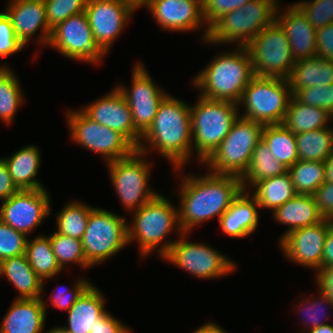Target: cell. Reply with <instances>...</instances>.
<instances>
[{
    "mask_svg": "<svg viewBox=\"0 0 333 333\" xmlns=\"http://www.w3.org/2000/svg\"><path fill=\"white\" fill-rule=\"evenodd\" d=\"M185 173L180 178L178 215L183 233H191L205 221L219 218L243 190L241 178L233 175ZM187 174V175H186Z\"/></svg>",
    "mask_w": 333,
    "mask_h": 333,
    "instance_id": "1",
    "label": "cell"
},
{
    "mask_svg": "<svg viewBox=\"0 0 333 333\" xmlns=\"http://www.w3.org/2000/svg\"><path fill=\"white\" fill-rule=\"evenodd\" d=\"M137 151L151 155L160 154L169 161L174 175L192 158L190 105L168 94L159 105L152 125L142 135Z\"/></svg>",
    "mask_w": 333,
    "mask_h": 333,
    "instance_id": "2",
    "label": "cell"
},
{
    "mask_svg": "<svg viewBox=\"0 0 333 333\" xmlns=\"http://www.w3.org/2000/svg\"><path fill=\"white\" fill-rule=\"evenodd\" d=\"M216 54L194 76L192 87L206 99L239 103L243 91L254 77L251 57L246 46Z\"/></svg>",
    "mask_w": 333,
    "mask_h": 333,
    "instance_id": "3",
    "label": "cell"
},
{
    "mask_svg": "<svg viewBox=\"0 0 333 333\" xmlns=\"http://www.w3.org/2000/svg\"><path fill=\"white\" fill-rule=\"evenodd\" d=\"M131 214L133 219L127 222L128 244H138L141 258L157 253L155 255L162 259L177 240H166L169 235L175 230L176 237L183 233L179 225L178 206L164 194L158 193Z\"/></svg>",
    "mask_w": 333,
    "mask_h": 333,
    "instance_id": "4",
    "label": "cell"
},
{
    "mask_svg": "<svg viewBox=\"0 0 333 333\" xmlns=\"http://www.w3.org/2000/svg\"><path fill=\"white\" fill-rule=\"evenodd\" d=\"M193 105H190L192 161L198 160L201 165L229 133L240 109L234 102L206 99L200 95Z\"/></svg>",
    "mask_w": 333,
    "mask_h": 333,
    "instance_id": "5",
    "label": "cell"
},
{
    "mask_svg": "<svg viewBox=\"0 0 333 333\" xmlns=\"http://www.w3.org/2000/svg\"><path fill=\"white\" fill-rule=\"evenodd\" d=\"M279 0H251L226 13L210 28L206 45L246 46L257 34L275 21Z\"/></svg>",
    "mask_w": 333,
    "mask_h": 333,
    "instance_id": "6",
    "label": "cell"
},
{
    "mask_svg": "<svg viewBox=\"0 0 333 333\" xmlns=\"http://www.w3.org/2000/svg\"><path fill=\"white\" fill-rule=\"evenodd\" d=\"M264 125L239 116L215 151L201 164L215 174L241 178L249 166L253 150L262 139ZM204 165V166H203Z\"/></svg>",
    "mask_w": 333,
    "mask_h": 333,
    "instance_id": "7",
    "label": "cell"
},
{
    "mask_svg": "<svg viewBox=\"0 0 333 333\" xmlns=\"http://www.w3.org/2000/svg\"><path fill=\"white\" fill-rule=\"evenodd\" d=\"M292 94L288 79L254 76L238 103L239 116L263 125L283 124Z\"/></svg>",
    "mask_w": 333,
    "mask_h": 333,
    "instance_id": "8",
    "label": "cell"
},
{
    "mask_svg": "<svg viewBox=\"0 0 333 333\" xmlns=\"http://www.w3.org/2000/svg\"><path fill=\"white\" fill-rule=\"evenodd\" d=\"M126 219L107 209L94 207L90 211L82 249L91 268L104 263L129 245Z\"/></svg>",
    "mask_w": 333,
    "mask_h": 333,
    "instance_id": "9",
    "label": "cell"
},
{
    "mask_svg": "<svg viewBox=\"0 0 333 333\" xmlns=\"http://www.w3.org/2000/svg\"><path fill=\"white\" fill-rule=\"evenodd\" d=\"M146 158L147 155L136 150L127 158L106 164L115 193L123 209L130 213L158 194L149 184L153 163Z\"/></svg>",
    "mask_w": 333,
    "mask_h": 333,
    "instance_id": "10",
    "label": "cell"
},
{
    "mask_svg": "<svg viewBox=\"0 0 333 333\" xmlns=\"http://www.w3.org/2000/svg\"><path fill=\"white\" fill-rule=\"evenodd\" d=\"M65 117L70 140L103 157L105 164L127 158L137 150L124 135L92 120L82 110L69 109Z\"/></svg>",
    "mask_w": 333,
    "mask_h": 333,
    "instance_id": "11",
    "label": "cell"
},
{
    "mask_svg": "<svg viewBox=\"0 0 333 333\" xmlns=\"http://www.w3.org/2000/svg\"><path fill=\"white\" fill-rule=\"evenodd\" d=\"M189 233H182L161 259L197 279L213 280L237 271L238 264L207 243L190 242Z\"/></svg>",
    "mask_w": 333,
    "mask_h": 333,
    "instance_id": "12",
    "label": "cell"
},
{
    "mask_svg": "<svg viewBox=\"0 0 333 333\" xmlns=\"http://www.w3.org/2000/svg\"><path fill=\"white\" fill-rule=\"evenodd\" d=\"M246 48L251 57L254 76L289 78L295 61L289 40L276 21L257 34Z\"/></svg>",
    "mask_w": 333,
    "mask_h": 333,
    "instance_id": "13",
    "label": "cell"
},
{
    "mask_svg": "<svg viewBox=\"0 0 333 333\" xmlns=\"http://www.w3.org/2000/svg\"><path fill=\"white\" fill-rule=\"evenodd\" d=\"M47 47L70 60L96 66L107 56L97 45L86 12L70 16L52 29Z\"/></svg>",
    "mask_w": 333,
    "mask_h": 333,
    "instance_id": "14",
    "label": "cell"
},
{
    "mask_svg": "<svg viewBox=\"0 0 333 333\" xmlns=\"http://www.w3.org/2000/svg\"><path fill=\"white\" fill-rule=\"evenodd\" d=\"M131 86L117 84L132 113L135 128L143 135L152 125L162 100L169 94L153 81L141 61L132 68Z\"/></svg>",
    "mask_w": 333,
    "mask_h": 333,
    "instance_id": "15",
    "label": "cell"
},
{
    "mask_svg": "<svg viewBox=\"0 0 333 333\" xmlns=\"http://www.w3.org/2000/svg\"><path fill=\"white\" fill-rule=\"evenodd\" d=\"M47 188L19 190L1 201L0 220L29 237L51 213V198Z\"/></svg>",
    "mask_w": 333,
    "mask_h": 333,
    "instance_id": "16",
    "label": "cell"
},
{
    "mask_svg": "<svg viewBox=\"0 0 333 333\" xmlns=\"http://www.w3.org/2000/svg\"><path fill=\"white\" fill-rule=\"evenodd\" d=\"M136 11L123 0H87L85 12L93 37L106 55Z\"/></svg>",
    "mask_w": 333,
    "mask_h": 333,
    "instance_id": "17",
    "label": "cell"
},
{
    "mask_svg": "<svg viewBox=\"0 0 333 333\" xmlns=\"http://www.w3.org/2000/svg\"><path fill=\"white\" fill-rule=\"evenodd\" d=\"M331 225V220L323 219L317 224L294 229L278 241V248L287 260L316 273L322 267L324 243Z\"/></svg>",
    "mask_w": 333,
    "mask_h": 333,
    "instance_id": "18",
    "label": "cell"
},
{
    "mask_svg": "<svg viewBox=\"0 0 333 333\" xmlns=\"http://www.w3.org/2000/svg\"><path fill=\"white\" fill-rule=\"evenodd\" d=\"M145 7L161 30L195 32L204 27L201 42L207 40L209 28L204 21L202 0H147Z\"/></svg>",
    "mask_w": 333,
    "mask_h": 333,
    "instance_id": "19",
    "label": "cell"
},
{
    "mask_svg": "<svg viewBox=\"0 0 333 333\" xmlns=\"http://www.w3.org/2000/svg\"><path fill=\"white\" fill-rule=\"evenodd\" d=\"M81 110L99 124L118 131L138 148L142 134L135 128L127 100L116 85L96 101L82 105Z\"/></svg>",
    "mask_w": 333,
    "mask_h": 333,
    "instance_id": "20",
    "label": "cell"
},
{
    "mask_svg": "<svg viewBox=\"0 0 333 333\" xmlns=\"http://www.w3.org/2000/svg\"><path fill=\"white\" fill-rule=\"evenodd\" d=\"M5 7L4 11L12 21L15 36L25 47L33 41V37L37 39V46H48L52 30L46 21L43 0H8Z\"/></svg>",
    "mask_w": 333,
    "mask_h": 333,
    "instance_id": "21",
    "label": "cell"
},
{
    "mask_svg": "<svg viewBox=\"0 0 333 333\" xmlns=\"http://www.w3.org/2000/svg\"><path fill=\"white\" fill-rule=\"evenodd\" d=\"M275 21L281 26L290 43L294 61L317 56L316 29L294 4L278 5Z\"/></svg>",
    "mask_w": 333,
    "mask_h": 333,
    "instance_id": "22",
    "label": "cell"
},
{
    "mask_svg": "<svg viewBox=\"0 0 333 333\" xmlns=\"http://www.w3.org/2000/svg\"><path fill=\"white\" fill-rule=\"evenodd\" d=\"M259 205L250 191L242 190L229 209L219 218L221 231L233 238H245L259 226Z\"/></svg>",
    "mask_w": 333,
    "mask_h": 333,
    "instance_id": "23",
    "label": "cell"
},
{
    "mask_svg": "<svg viewBox=\"0 0 333 333\" xmlns=\"http://www.w3.org/2000/svg\"><path fill=\"white\" fill-rule=\"evenodd\" d=\"M46 314L41 298H14L3 316L0 333H43Z\"/></svg>",
    "mask_w": 333,
    "mask_h": 333,
    "instance_id": "24",
    "label": "cell"
},
{
    "mask_svg": "<svg viewBox=\"0 0 333 333\" xmlns=\"http://www.w3.org/2000/svg\"><path fill=\"white\" fill-rule=\"evenodd\" d=\"M104 294L92 283L68 310V324L65 327L69 333H89L107 310Z\"/></svg>",
    "mask_w": 333,
    "mask_h": 333,
    "instance_id": "25",
    "label": "cell"
},
{
    "mask_svg": "<svg viewBox=\"0 0 333 333\" xmlns=\"http://www.w3.org/2000/svg\"><path fill=\"white\" fill-rule=\"evenodd\" d=\"M11 154L3 159L16 186L20 190L45 189L37 177L42 165L40 149L31 144Z\"/></svg>",
    "mask_w": 333,
    "mask_h": 333,
    "instance_id": "26",
    "label": "cell"
},
{
    "mask_svg": "<svg viewBox=\"0 0 333 333\" xmlns=\"http://www.w3.org/2000/svg\"><path fill=\"white\" fill-rule=\"evenodd\" d=\"M271 215L275 222L288 226L278 241L294 229L311 226L324 219L318 211L313 196L307 194H296Z\"/></svg>",
    "mask_w": 333,
    "mask_h": 333,
    "instance_id": "27",
    "label": "cell"
},
{
    "mask_svg": "<svg viewBox=\"0 0 333 333\" xmlns=\"http://www.w3.org/2000/svg\"><path fill=\"white\" fill-rule=\"evenodd\" d=\"M0 276L7 278V281L18 290V296L15 299H36L44 294L43 281L31 268L25 254L2 261Z\"/></svg>",
    "mask_w": 333,
    "mask_h": 333,
    "instance_id": "28",
    "label": "cell"
},
{
    "mask_svg": "<svg viewBox=\"0 0 333 333\" xmlns=\"http://www.w3.org/2000/svg\"><path fill=\"white\" fill-rule=\"evenodd\" d=\"M291 94L307 87L333 83V62L319 56L295 61L288 78Z\"/></svg>",
    "mask_w": 333,
    "mask_h": 333,
    "instance_id": "29",
    "label": "cell"
},
{
    "mask_svg": "<svg viewBox=\"0 0 333 333\" xmlns=\"http://www.w3.org/2000/svg\"><path fill=\"white\" fill-rule=\"evenodd\" d=\"M332 121L333 116L327 110L299 102L292 95L283 124L297 134L328 127Z\"/></svg>",
    "mask_w": 333,
    "mask_h": 333,
    "instance_id": "30",
    "label": "cell"
},
{
    "mask_svg": "<svg viewBox=\"0 0 333 333\" xmlns=\"http://www.w3.org/2000/svg\"><path fill=\"white\" fill-rule=\"evenodd\" d=\"M252 190L259 208L270 209L271 213L297 194L289 172L260 180Z\"/></svg>",
    "mask_w": 333,
    "mask_h": 333,
    "instance_id": "31",
    "label": "cell"
},
{
    "mask_svg": "<svg viewBox=\"0 0 333 333\" xmlns=\"http://www.w3.org/2000/svg\"><path fill=\"white\" fill-rule=\"evenodd\" d=\"M25 255L35 273L43 281L42 291L50 279H54L63 270L56 261V257L52 250L49 236L37 234L35 238L27 239Z\"/></svg>",
    "mask_w": 333,
    "mask_h": 333,
    "instance_id": "32",
    "label": "cell"
},
{
    "mask_svg": "<svg viewBox=\"0 0 333 333\" xmlns=\"http://www.w3.org/2000/svg\"><path fill=\"white\" fill-rule=\"evenodd\" d=\"M286 172H288V168L276 160L267 144L261 139L253 150L246 173L241 177L242 188L249 191L260 180Z\"/></svg>",
    "mask_w": 333,
    "mask_h": 333,
    "instance_id": "33",
    "label": "cell"
},
{
    "mask_svg": "<svg viewBox=\"0 0 333 333\" xmlns=\"http://www.w3.org/2000/svg\"><path fill=\"white\" fill-rule=\"evenodd\" d=\"M24 91L14 70L0 63V121L9 126L25 102Z\"/></svg>",
    "mask_w": 333,
    "mask_h": 333,
    "instance_id": "34",
    "label": "cell"
},
{
    "mask_svg": "<svg viewBox=\"0 0 333 333\" xmlns=\"http://www.w3.org/2000/svg\"><path fill=\"white\" fill-rule=\"evenodd\" d=\"M299 160L320 161L333 151V127L319 128L295 134Z\"/></svg>",
    "mask_w": 333,
    "mask_h": 333,
    "instance_id": "35",
    "label": "cell"
},
{
    "mask_svg": "<svg viewBox=\"0 0 333 333\" xmlns=\"http://www.w3.org/2000/svg\"><path fill=\"white\" fill-rule=\"evenodd\" d=\"M262 139L276 160L288 169L299 160L295 134L284 124L264 125Z\"/></svg>",
    "mask_w": 333,
    "mask_h": 333,
    "instance_id": "36",
    "label": "cell"
},
{
    "mask_svg": "<svg viewBox=\"0 0 333 333\" xmlns=\"http://www.w3.org/2000/svg\"><path fill=\"white\" fill-rule=\"evenodd\" d=\"M60 209L56 217V232L65 236L82 240L90 211L94 208L80 200H71Z\"/></svg>",
    "mask_w": 333,
    "mask_h": 333,
    "instance_id": "37",
    "label": "cell"
},
{
    "mask_svg": "<svg viewBox=\"0 0 333 333\" xmlns=\"http://www.w3.org/2000/svg\"><path fill=\"white\" fill-rule=\"evenodd\" d=\"M288 172L297 194L312 195L325 182L324 162L298 160Z\"/></svg>",
    "mask_w": 333,
    "mask_h": 333,
    "instance_id": "38",
    "label": "cell"
},
{
    "mask_svg": "<svg viewBox=\"0 0 333 333\" xmlns=\"http://www.w3.org/2000/svg\"><path fill=\"white\" fill-rule=\"evenodd\" d=\"M53 253L60 268L64 270L69 264H76L81 269L91 268L85 259L82 240L65 236L54 231L49 235Z\"/></svg>",
    "mask_w": 333,
    "mask_h": 333,
    "instance_id": "39",
    "label": "cell"
},
{
    "mask_svg": "<svg viewBox=\"0 0 333 333\" xmlns=\"http://www.w3.org/2000/svg\"><path fill=\"white\" fill-rule=\"evenodd\" d=\"M317 292H319V296L315 295L311 297L308 295V297L305 296L306 298L302 297L301 301H299L296 305V311H298L297 313L299 314V317L301 315L302 319L300 320H303L302 325H304V329H302L300 333H305L309 329L328 324V318H332V316H330L331 314H329L327 311L329 308L333 310V304L329 301L324 293H322L320 290Z\"/></svg>",
    "mask_w": 333,
    "mask_h": 333,
    "instance_id": "40",
    "label": "cell"
},
{
    "mask_svg": "<svg viewBox=\"0 0 333 333\" xmlns=\"http://www.w3.org/2000/svg\"><path fill=\"white\" fill-rule=\"evenodd\" d=\"M91 281L87 278L83 277L75 280L73 288H68L65 285L59 286L62 287V290L58 287H54L51 291L49 301L44 300L45 297H41L43 306L47 311L49 302L52 308H57L68 312V310L72 307V305L76 302V300L82 295V293L91 285ZM64 288V289H63ZM48 304V305H47Z\"/></svg>",
    "mask_w": 333,
    "mask_h": 333,
    "instance_id": "41",
    "label": "cell"
},
{
    "mask_svg": "<svg viewBox=\"0 0 333 333\" xmlns=\"http://www.w3.org/2000/svg\"><path fill=\"white\" fill-rule=\"evenodd\" d=\"M46 8V21L52 30L70 16L82 13L87 0H43Z\"/></svg>",
    "mask_w": 333,
    "mask_h": 333,
    "instance_id": "42",
    "label": "cell"
},
{
    "mask_svg": "<svg viewBox=\"0 0 333 333\" xmlns=\"http://www.w3.org/2000/svg\"><path fill=\"white\" fill-rule=\"evenodd\" d=\"M294 4L316 30L333 23V0H301Z\"/></svg>",
    "mask_w": 333,
    "mask_h": 333,
    "instance_id": "43",
    "label": "cell"
},
{
    "mask_svg": "<svg viewBox=\"0 0 333 333\" xmlns=\"http://www.w3.org/2000/svg\"><path fill=\"white\" fill-rule=\"evenodd\" d=\"M28 237L0 220V263L25 254Z\"/></svg>",
    "mask_w": 333,
    "mask_h": 333,
    "instance_id": "44",
    "label": "cell"
},
{
    "mask_svg": "<svg viewBox=\"0 0 333 333\" xmlns=\"http://www.w3.org/2000/svg\"><path fill=\"white\" fill-rule=\"evenodd\" d=\"M299 102L327 110L333 116V83L299 89L293 95Z\"/></svg>",
    "mask_w": 333,
    "mask_h": 333,
    "instance_id": "45",
    "label": "cell"
},
{
    "mask_svg": "<svg viewBox=\"0 0 333 333\" xmlns=\"http://www.w3.org/2000/svg\"><path fill=\"white\" fill-rule=\"evenodd\" d=\"M24 48V44L15 36L10 17L3 10L0 12V57H9Z\"/></svg>",
    "mask_w": 333,
    "mask_h": 333,
    "instance_id": "46",
    "label": "cell"
},
{
    "mask_svg": "<svg viewBox=\"0 0 333 333\" xmlns=\"http://www.w3.org/2000/svg\"><path fill=\"white\" fill-rule=\"evenodd\" d=\"M251 0H202L203 17L208 28L218 19Z\"/></svg>",
    "mask_w": 333,
    "mask_h": 333,
    "instance_id": "47",
    "label": "cell"
},
{
    "mask_svg": "<svg viewBox=\"0 0 333 333\" xmlns=\"http://www.w3.org/2000/svg\"><path fill=\"white\" fill-rule=\"evenodd\" d=\"M318 211L324 219H333V183L324 182L312 194Z\"/></svg>",
    "mask_w": 333,
    "mask_h": 333,
    "instance_id": "48",
    "label": "cell"
},
{
    "mask_svg": "<svg viewBox=\"0 0 333 333\" xmlns=\"http://www.w3.org/2000/svg\"><path fill=\"white\" fill-rule=\"evenodd\" d=\"M110 313L111 312L107 310L97 319L89 333H131L132 330L129 326L122 323V321Z\"/></svg>",
    "mask_w": 333,
    "mask_h": 333,
    "instance_id": "49",
    "label": "cell"
},
{
    "mask_svg": "<svg viewBox=\"0 0 333 333\" xmlns=\"http://www.w3.org/2000/svg\"><path fill=\"white\" fill-rule=\"evenodd\" d=\"M317 56L333 62V23L316 30Z\"/></svg>",
    "mask_w": 333,
    "mask_h": 333,
    "instance_id": "50",
    "label": "cell"
},
{
    "mask_svg": "<svg viewBox=\"0 0 333 333\" xmlns=\"http://www.w3.org/2000/svg\"><path fill=\"white\" fill-rule=\"evenodd\" d=\"M315 274L314 284L333 304V266L321 267Z\"/></svg>",
    "mask_w": 333,
    "mask_h": 333,
    "instance_id": "51",
    "label": "cell"
},
{
    "mask_svg": "<svg viewBox=\"0 0 333 333\" xmlns=\"http://www.w3.org/2000/svg\"><path fill=\"white\" fill-rule=\"evenodd\" d=\"M20 189L11 178L10 172L3 157L0 158V200L8 199Z\"/></svg>",
    "mask_w": 333,
    "mask_h": 333,
    "instance_id": "52",
    "label": "cell"
},
{
    "mask_svg": "<svg viewBox=\"0 0 333 333\" xmlns=\"http://www.w3.org/2000/svg\"><path fill=\"white\" fill-rule=\"evenodd\" d=\"M333 266V225L329 227L323 249L322 267Z\"/></svg>",
    "mask_w": 333,
    "mask_h": 333,
    "instance_id": "53",
    "label": "cell"
},
{
    "mask_svg": "<svg viewBox=\"0 0 333 333\" xmlns=\"http://www.w3.org/2000/svg\"><path fill=\"white\" fill-rule=\"evenodd\" d=\"M192 333H229L228 330L226 331L223 327L218 325L215 322H206L205 324L193 330Z\"/></svg>",
    "mask_w": 333,
    "mask_h": 333,
    "instance_id": "54",
    "label": "cell"
},
{
    "mask_svg": "<svg viewBox=\"0 0 333 333\" xmlns=\"http://www.w3.org/2000/svg\"><path fill=\"white\" fill-rule=\"evenodd\" d=\"M325 182L333 183V151L325 159Z\"/></svg>",
    "mask_w": 333,
    "mask_h": 333,
    "instance_id": "55",
    "label": "cell"
},
{
    "mask_svg": "<svg viewBox=\"0 0 333 333\" xmlns=\"http://www.w3.org/2000/svg\"><path fill=\"white\" fill-rule=\"evenodd\" d=\"M305 333H333V323L331 324H324V325H320L318 327L309 329L307 332Z\"/></svg>",
    "mask_w": 333,
    "mask_h": 333,
    "instance_id": "56",
    "label": "cell"
},
{
    "mask_svg": "<svg viewBox=\"0 0 333 333\" xmlns=\"http://www.w3.org/2000/svg\"><path fill=\"white\" fill-rule=\"evenodd\" d=\"M46 333H69V332L65 327H63V325L62 326L57 325L56 327H52V328L48 329V331H46Z\"/></svg>",
    "mask_w": 333,
    "mask_h": 333,
    "instance_id": "57",
    "label": "cell"
}]
</instances>
